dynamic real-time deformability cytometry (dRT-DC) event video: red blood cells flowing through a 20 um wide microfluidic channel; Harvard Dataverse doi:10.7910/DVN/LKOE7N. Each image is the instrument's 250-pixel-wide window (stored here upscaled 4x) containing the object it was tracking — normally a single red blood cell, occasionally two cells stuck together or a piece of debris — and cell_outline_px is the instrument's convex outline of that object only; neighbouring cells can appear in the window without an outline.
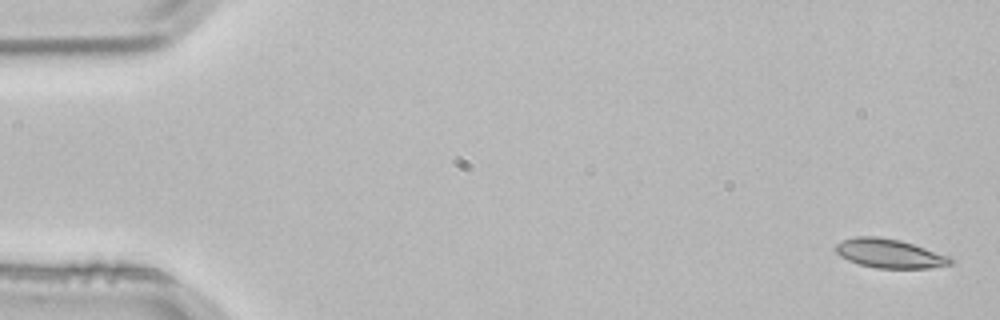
{"species": "common noctule bat (a hibernating species)", "species_latin": "Nyctalus noctula", "temperature_condition": "room temperature", "stored_images_in_passage": 4, "camera_frame_rate_fps": 3000, "um_per_image_px": 0.085, "animal": {"sex": "male", "body_mass_g": 21.5, "forearm_length_mm": 52.0}, "frame": {"image": 1, "passage_image": 1, "time_ms": 0.0, "image_size_px": [1000, 320], "cell_outline_px": [[952, 264], [928, 268], [876, 268], [860, 264], [848, 260], [840, 256], [836, 252], [836, 244], [844, 240], [856, 236], [876, 236], [900, 240], [952, 256]], "centroid_in_image_um": [75.64, 21.54], "position_along_channel_um": 9.4, "area_um2": 19.36}}
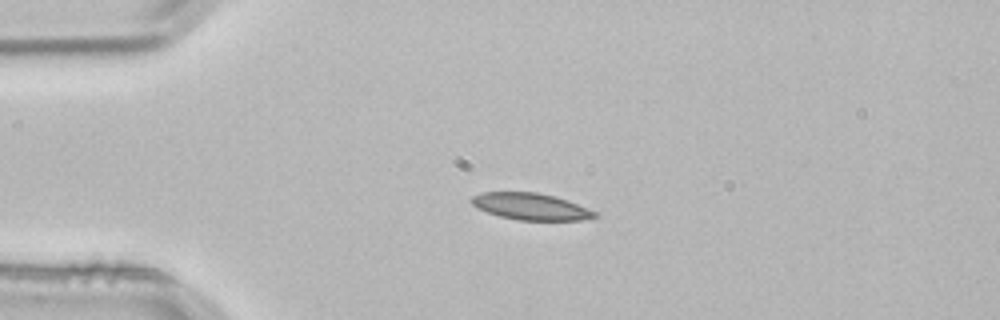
{"frame": {"image": 2, "passage_image": 3, "time_ms": 0.667, "image_size_px": [1000, 320], "cell_outline_px": [[600, 216], [580, 220], [516, 220], [500, 216], [476, 208], [472, 204], [472, 196], [480, 192], [536, 192], [556, 196], [568, 200], [596, 212]], "centroid_in_image_um": [45.11, 17.55], "position_along_channel_um": 39.9, "area_um2": 19.19}}
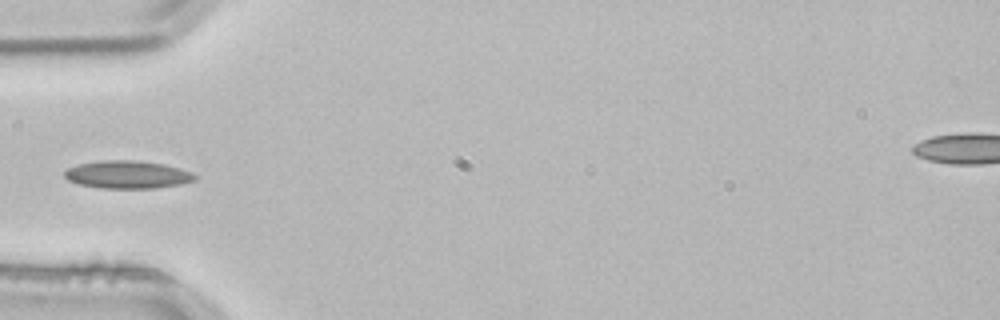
{"frame": {"image": 3, "passage_image": 4, "time_ms": 1.0, "image_size_px": [1000, 320], "cell_outline_px": [[196, 180], [180, 184], [156, 188], [100, 188], [80, 184], [68, 180], [64, 176], [64, 172], [68, 168], [76, 164], [100, 160], [132, 160], [164, 164], [180, 168], [192, 172], [196, 176]], "centroid_in_image_um": [10.83, 14.83], "position_along_channel_um": 74.2, "area_um2": 21.15}}